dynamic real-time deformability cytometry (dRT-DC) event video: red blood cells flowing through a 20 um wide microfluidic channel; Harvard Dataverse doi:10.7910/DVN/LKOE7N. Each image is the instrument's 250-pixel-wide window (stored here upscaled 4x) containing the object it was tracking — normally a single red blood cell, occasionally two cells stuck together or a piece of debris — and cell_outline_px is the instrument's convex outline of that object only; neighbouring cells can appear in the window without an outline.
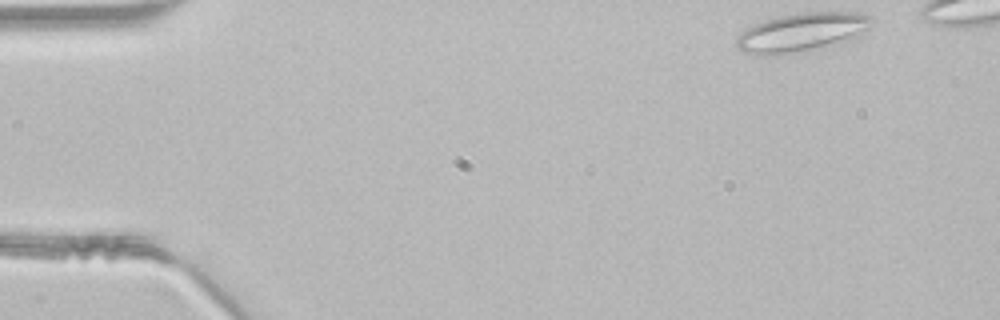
{"species": "common noctule bat (a hibernating species)", "species_latin": "Nyctalus noctula", "temperature_condition": "room temperature", "stored_images_in_passage": 39, "camera_frame_rate_fps": 3000, "um_per_image_px": 0.085, "animal": {"sex": "male", "body_mass_g": 21.5, "forearm_length_mm": 52.0}, "frame": {"image": 1, "passage_image": 1, "time_ms": 0.0, "image_size_px": [1000, 320], "cell_outline_px": [[876, 20], [864, 36], [840, 44], [820, 48], [776, 56], [764, 56], [740, 52], [736, 48], [736, 36], [744, 28], [752, 24], [780, 16], [800, 12], [856, 12], [872, 16]], "centroid_in_image_um": [68.19, 2.76], "position_along_channel_um": 16.8, "area_um2": 31.79}}
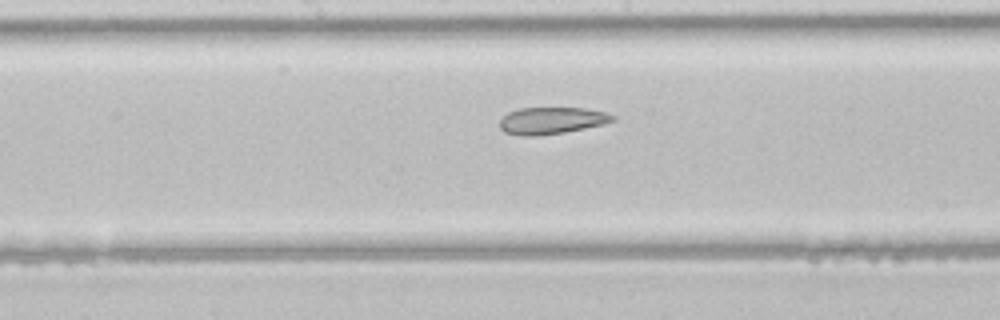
{"frame": {"image": 2, "passage_image": 21, "time_ms": 6.667, "image_size_px": [1000, 320], "cell_outline_px": [[616, 120], [604, 124], [564, 132], [536, 136], [520, 136], [504, 132], [500, 128], [500, 120], [508, 112], [520, 108], [584, 108], [604, 112], [616, 116]], "centroid_in_image_um": [46.88, 10.25], "position_along_channel_um": 201.3, "area_um2": 17.69}}
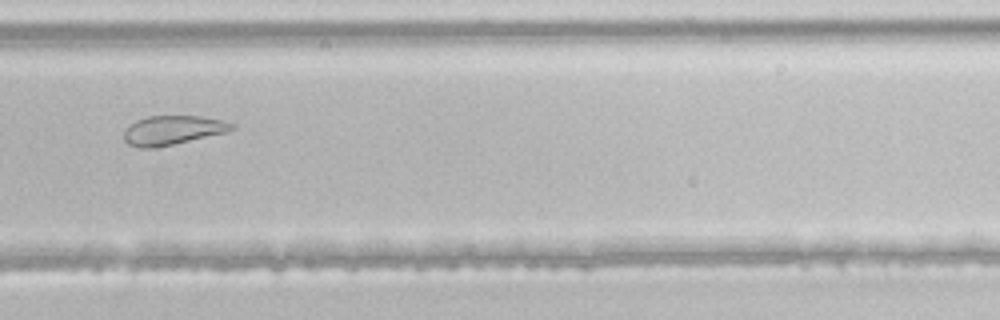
{"frame": {"image": 3, "passage_image": 29, "time_ms": 9.333, "image_size_px": [1000, 320], "cell_outline_px": [[232, 128], [228, 132], [172, 144], [152, 148], [140, 148], [128, 144], [124, 140], [124, 132], [136, 120], [148, 116], [200, 116], [220, 120], [232, 124]], "centroid_in_image_um": [14.63, 11.07], "position_along_channel_um": 315.2, "area_um2": 17.92}}